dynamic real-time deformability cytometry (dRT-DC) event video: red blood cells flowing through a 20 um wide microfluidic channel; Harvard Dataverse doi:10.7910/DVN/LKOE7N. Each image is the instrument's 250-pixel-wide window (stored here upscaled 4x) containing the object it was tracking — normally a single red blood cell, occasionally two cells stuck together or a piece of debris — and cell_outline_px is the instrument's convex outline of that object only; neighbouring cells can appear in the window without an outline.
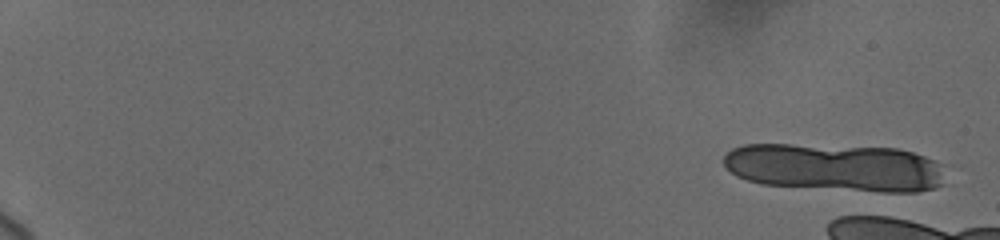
{"species": "human", "species_latin": "Homo sapiens", "temperature_condition": "cold", "stored_images_in_passage": 3, "camera_frame_rate_fps": 3000, "um_per_image_px": 0.085, "donor": {"sex": "female"}, "frame": {"image": 1, "passage_image": 1, "time_ms": 0.0, "image_size_px": [1000, 240], "cell_outline_px": [[948, 184], [936, 188], [916, 192], [880, 192], [760, 184], [736, 176], [724, 164], [724, 156], [732, 148], [744, 144], [788, 144], [896, 148], [912, 152], [936, 160]], "centroid_in_image_um": [71.02, 14.24], "position_along_channel_um": 14.0, "area_um2": 62.02}}